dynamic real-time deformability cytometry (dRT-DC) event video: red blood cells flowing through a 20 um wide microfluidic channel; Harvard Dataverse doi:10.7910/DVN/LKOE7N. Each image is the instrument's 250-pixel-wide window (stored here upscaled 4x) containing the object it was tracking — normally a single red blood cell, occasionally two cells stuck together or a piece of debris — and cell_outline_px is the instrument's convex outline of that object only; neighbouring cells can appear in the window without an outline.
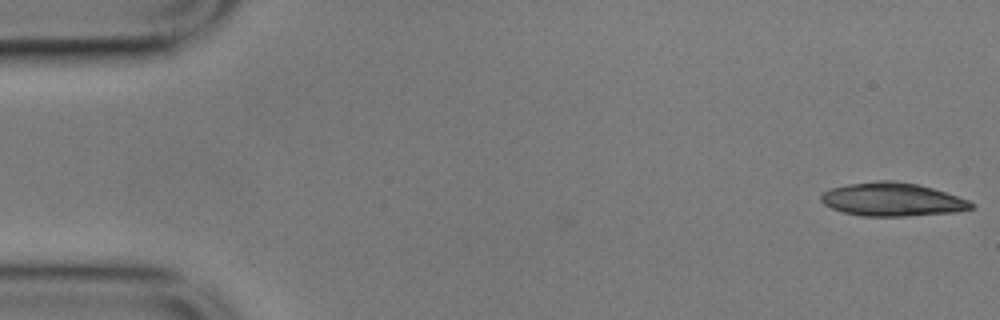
{"species": "common noctule bat (a hibernating species)", "species_latin": "Nyctalus noctula", "temperature_condition": "cold", "stored_images_in_passage": 48, "camera_frame_rate_fps": 3000, "um_per_image_px": 0.085, "animal": {"sex": "male", "body_mass_g": 17.9}, "frame": {"image": 1, "passage_image": 1, "time_ms": 0.0, "image_size_px": [1000, 320], "cell_outline_px": [[976, 208], [956, 212], [908, 216], [860, 216], [844, 212], [832, 208], [824, 204], [820, 200], [820, 196], [828, 188], [848, 184], [876, 180], [892, 180], [916, 184], [932, 188], [968, 200], [976, 204]], "centroid_in_image_um": [75.84, 16.96], "position_along_channel_um": 9.2, "area_um2": 29.36}}
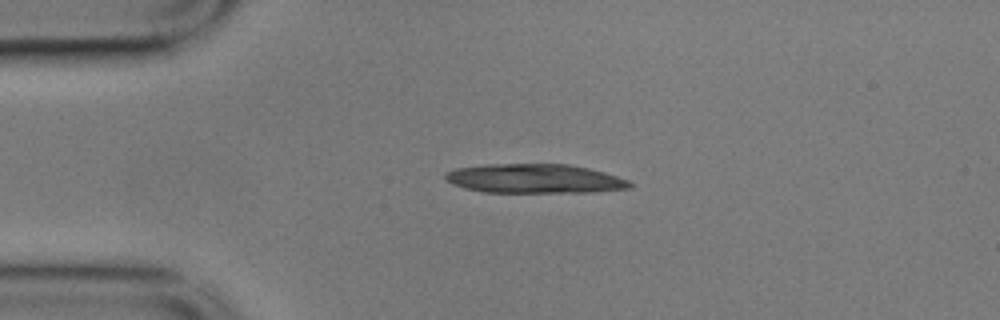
{"frame": {"image": 2, "passage_image": 12, "time_ms": 3.667, "image_size_px": [1000, 320], "cell_outline_px": [[632, 188], [596, 192], [484, 192], [464, 188], [452, 184], [444, 180], [444, 172], [456, 168], [488, 164], [568, 164], [588, 168], [604, 172], [628, 180], [632, 184]], "centroid_in_image_um": [45.42, 15.19], "position_along_channel_um": 39.6, "area_um2": 31.56}}